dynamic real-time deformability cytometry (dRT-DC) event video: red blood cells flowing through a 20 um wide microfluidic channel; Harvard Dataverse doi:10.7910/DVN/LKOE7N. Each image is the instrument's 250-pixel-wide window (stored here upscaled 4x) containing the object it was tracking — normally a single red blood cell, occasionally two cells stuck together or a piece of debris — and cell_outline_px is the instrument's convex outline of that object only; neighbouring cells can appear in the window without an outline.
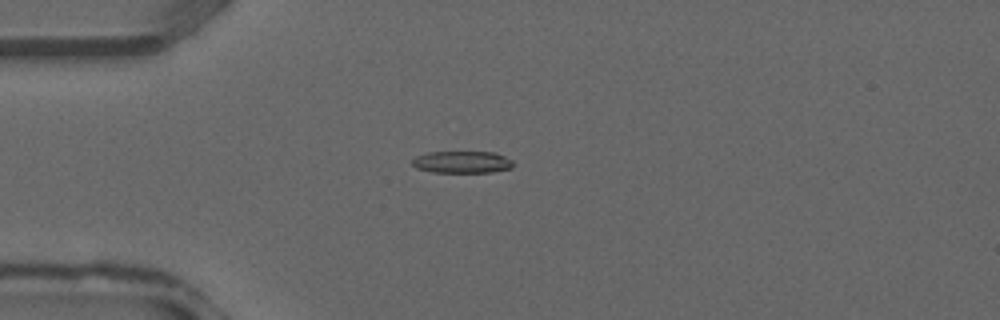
{"species": "common noctule bat (a hibernating species)", "species_latin": "Nyctalus noctula", "temperature_condition": "warm", "stored_images_in_passage": 36, "camera_frame_rate_fps": 3000, "um_per_image_px": 0.085, "animal": {"sex": "male", "forearm_length_mm": 52.5}, "frame": {"image": 1, "passage_image": 9, "time_ms": 2.667, "image_size_px": [1000, 320], "cell_outline_px": [[512, 168], [492, 172], [432, 172], [416, 168], [412, 164], [412, 160], [416, 156], [428, 152], [496, 152], [512, 160]], "centroid_in_image_um": [39.27, 13.77], "position_along_channel_um": 45.7, "area_um2": 12.95}}
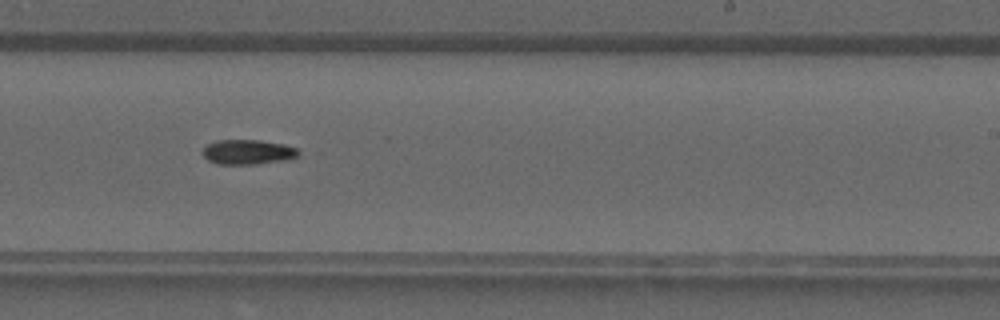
{"frame": {"image": 2, "passage_image": 22, "time_ms": 7.0, "image_size_px": [1000, 320], "cell_outline_px": [[300, 152], [296, 156], [288, 160], [256, 164], [216, 164], [208, 160], [200, 152], [208, 144], [216, 140], [260, 140], [284, 144], [296, 148]], "centroid_in_image_um": [21.05, 12.92], "position_along_channel_um": 268.0, "area_um2": 13.93}}
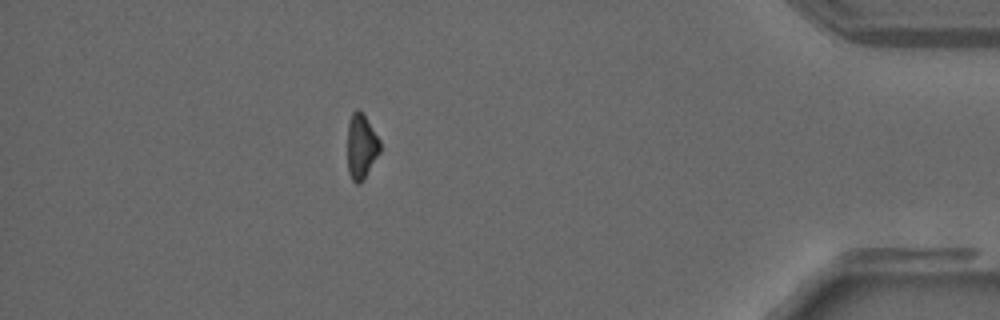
{"frame": {"image": 3, "passage_image": 32, "time_ms": 10.333, "image_size_px": [1000, 320], "cell_outline_px": [[380, 152], [364, 180], [360, 184], [356, 184], [352, 180], [348, 172], [348, 120], [352, 112], [356, 108], [364, 116], [380, 140]], "centroid_in_image_um": [30.7, 12.49], "position_along_channel_um": 404.5, "area_um2": 12.31}}